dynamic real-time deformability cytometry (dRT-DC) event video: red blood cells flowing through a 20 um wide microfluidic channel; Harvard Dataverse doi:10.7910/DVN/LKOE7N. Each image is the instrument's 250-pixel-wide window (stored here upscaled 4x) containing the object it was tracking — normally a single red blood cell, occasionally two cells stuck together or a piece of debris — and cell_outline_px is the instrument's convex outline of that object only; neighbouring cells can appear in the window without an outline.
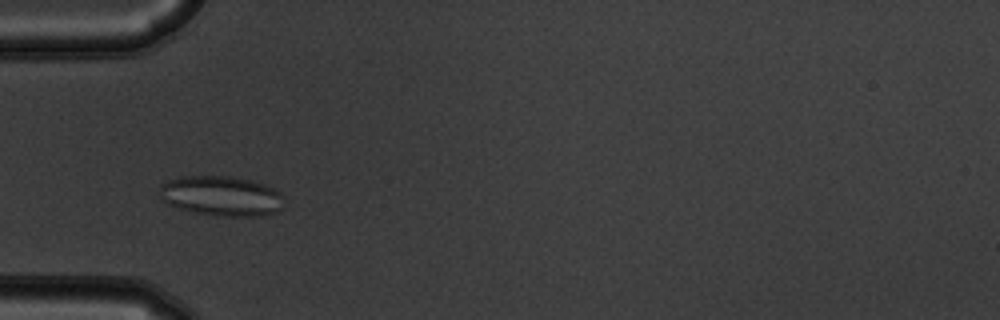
{"species": "common noctule bat (a hibernating species)", "species_latin": "Nyctalus noctula", "temperature_condition": "warm", "stored_images_in_passage": 41, "camera_frame_rate_fps": 3000, "um_per_image_px": 0.085, "animal": {"sex": "male", "body_mass_g": 19.5, "forearm_length_mm": 54.6}, "frame": {"image": 1, "passage_image": 4, "time_ms": 1.0, "image_size_px": [1000, 320], "cell_outline_px": [[284, 208], [276, 212], [260, 216], [212, 216], [192, 212], [168, 204], [160, 196], [160, 184], [168, 180], [180, 176], [232, 176], [252, 180], [276, 188], [284, 196]], "centroid_in_image_um": [18.86, 16.66], "position_along_channel_um": 66.1, "area_um2": 29.54}}
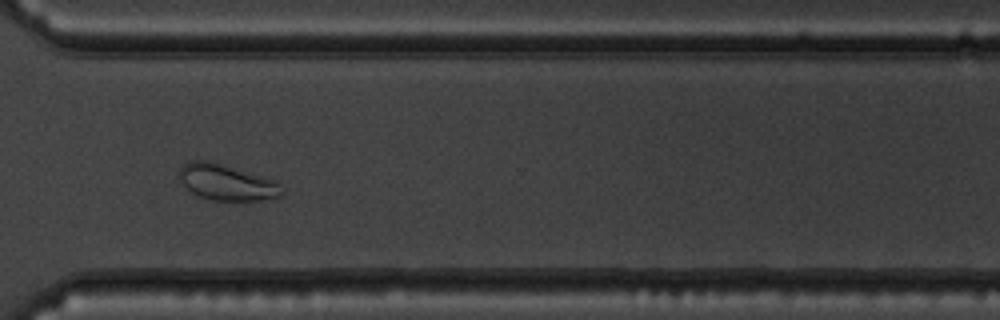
{"frame": {"image": 2, "passage_image": 27, "time_ms": 8.667, "image_size_px": [1000, 320], "cell_outline_px": [[284, 192], [280, 196], [260, 200], [212, 200], [196, 196], [180, 180], [180, 168], [188, 160], [208, 160], [264, 176], [276, 180], [280, 184]], "centroid_in_image_um": [19.28, 15.49], "position_along_channel_um": 351.3, "area_um2": 21.5}}
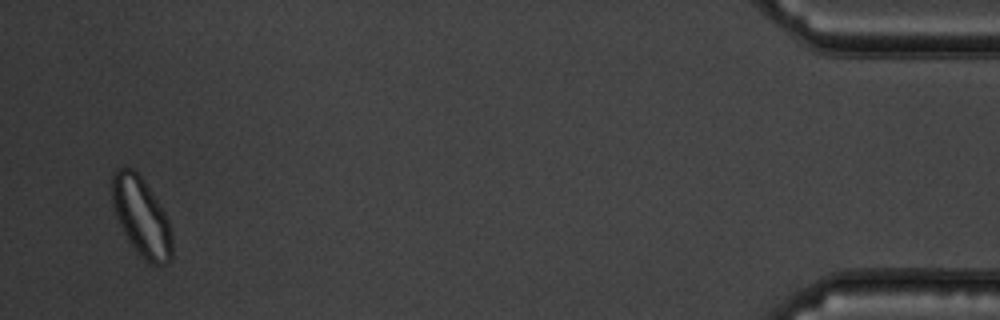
{"frame": {"image": 3, "passage_image": 39, "time_ms": 12.667, "image_size_px": [1000, 320], "cell_outline_px": [[172, 256], [168, 264], [152, 264], [144, 260], [136, 252], [128, 240], [116, 216], [112, 204], [112, 172], [116, 168], [132, 168], [144, 180], [164, 212], [168, 220], [172, 232]], "centroid_in_image_um": [12.02, 18.44], "position_along_channel_um": 423.2, "area_um2": 27.51}, "authors_computed_cell_mechanics": {"area_um2": 23.409, "velocity_mm_per_s": 3.7314, "shape_relaxation_time_tau1_ms": null, "shape_relaxation_time_tau2_ms": 1.816, "deformation_change_tau1": null, "deformation_change_tau2": 0.0719}}